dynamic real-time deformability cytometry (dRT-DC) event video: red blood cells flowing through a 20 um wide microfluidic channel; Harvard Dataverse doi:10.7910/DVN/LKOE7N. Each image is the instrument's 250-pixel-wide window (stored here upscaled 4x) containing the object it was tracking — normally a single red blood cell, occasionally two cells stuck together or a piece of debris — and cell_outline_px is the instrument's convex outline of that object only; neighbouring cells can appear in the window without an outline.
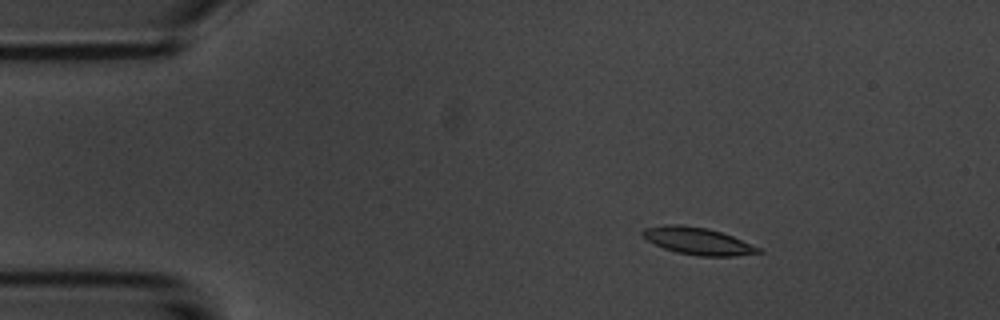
{"species": "common noctule bat (a hibernating species)", "species_latin": "Nyctalus noctula", "temperature_condition": "room temperature", "stored_images_in_passage": 4, "camera_frame_rate_fps": 3000, "um_per_image_px": 0.085, "animal": {"sex": "male", "body_mass_g": 20.1, "forearm_length_mm": 53.5}, "frame": {"image": 1, "passage_image": 2, "time_ms": 1.333, "image_size_px": [1000, 320], "cell_outline_px": [[764, 252], [736, 256], [700, 256], [676, 252], [664, 248], [648, 240], [640, 232], [644, 228], [664, 224], [680, 224], [708, 228], [732, 236], [760, 248]], "centroid_in_image_um": [59.31, 20.48], "position_along_channel_um": 25.7, "area_um2": 18.21}}